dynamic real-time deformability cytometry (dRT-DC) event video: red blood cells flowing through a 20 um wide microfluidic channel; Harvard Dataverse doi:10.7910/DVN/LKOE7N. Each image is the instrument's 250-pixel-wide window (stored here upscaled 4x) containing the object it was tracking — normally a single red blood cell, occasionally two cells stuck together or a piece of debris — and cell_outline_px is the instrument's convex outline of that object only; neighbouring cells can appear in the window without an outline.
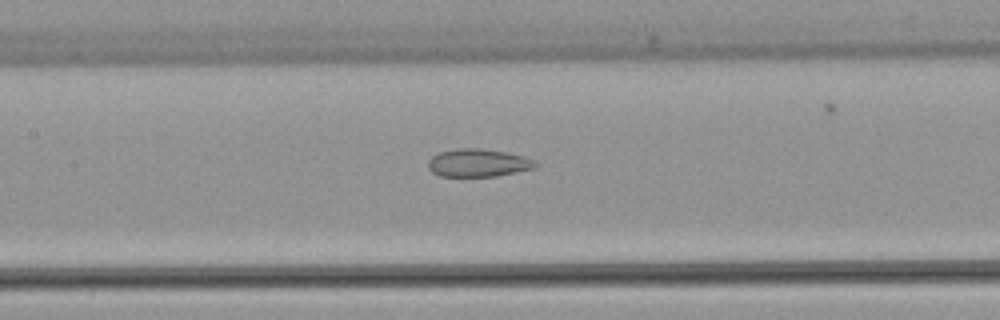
{"species": "common noctule bat (a hibernating species)", "species_latin": "Nyctalus noctula", "temperature_condition": "warm", "stored_images_in_passage": 48, "segment_of_instrument_passage": [2, 2], "camera_frame_rate_fps": 3000, "um_per_image_px": 0.085, "animal": {"sex": "female", "body_mass_g": 22.7, "forearm_length_mm": 54.2}, "frame": {"image": 1, "passage_image": 19, "time_ms": 6.0, "image_size_px": [1000, 320], "cell_outline_px": [[536, 168], [496, 176], [440, 176], [432, 172], [428, 168], [428, 160], [432, 156], [440, 152], [460, 148], [480, 148], [504, 152], [524, 156], [536, 160]], "centroid_in_image_um": [40.64, 13.84], "position_along_channel_um": 166.8, "area_um2": 17.4}}
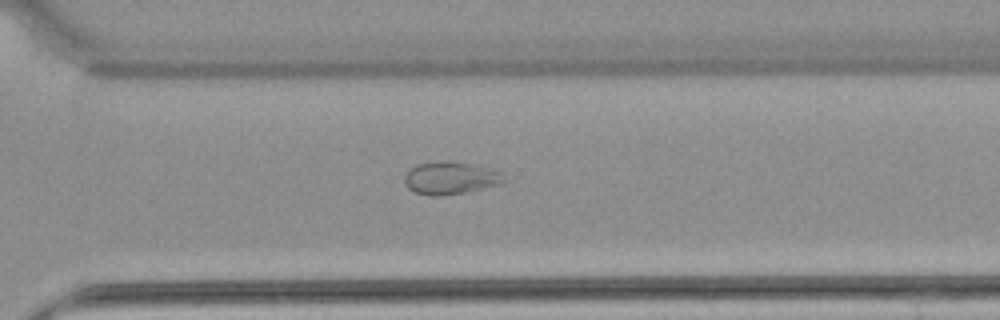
{"frame": {"image": 2, "passage_image": 32, "time_ms": 10.333, "image_size_px": [1000, 320], "cell_outline_px": [[504, 180], [500, 184], [464, 192], [440, 196], [428, 196], [412, 192], [408, 188], [404, 180], [404, 176], [408, 168], [416, 164], [436, 160], [448, 160], [476, 164], [504, 172]], "centroid_in_image_um": [38.25, 15.1], "position_along_channel_um": 332.4, "area_um2": 19.42}}
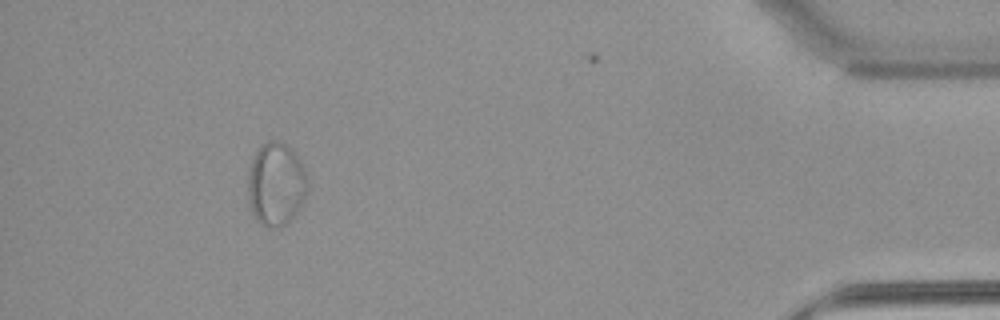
{"frame": {"image": 3, "passage_image": 43, "time_ms": 14.0, "image_size_px": [1000, 320], "cell_outline_px": [[308, 192], [304, 204], [284, 224], [276, 228], [268, 228], [260, 224], [256, 220], [248, 204], [248, 168], [256, 152], [268, 140], [276, 140], [292, 148], [300, 160], [304, 168], [308, 184]], "centroid_in_image_um": [23.46, 15.67], "position_along_channel_um": 411.7, "area_um2": 29.25}}